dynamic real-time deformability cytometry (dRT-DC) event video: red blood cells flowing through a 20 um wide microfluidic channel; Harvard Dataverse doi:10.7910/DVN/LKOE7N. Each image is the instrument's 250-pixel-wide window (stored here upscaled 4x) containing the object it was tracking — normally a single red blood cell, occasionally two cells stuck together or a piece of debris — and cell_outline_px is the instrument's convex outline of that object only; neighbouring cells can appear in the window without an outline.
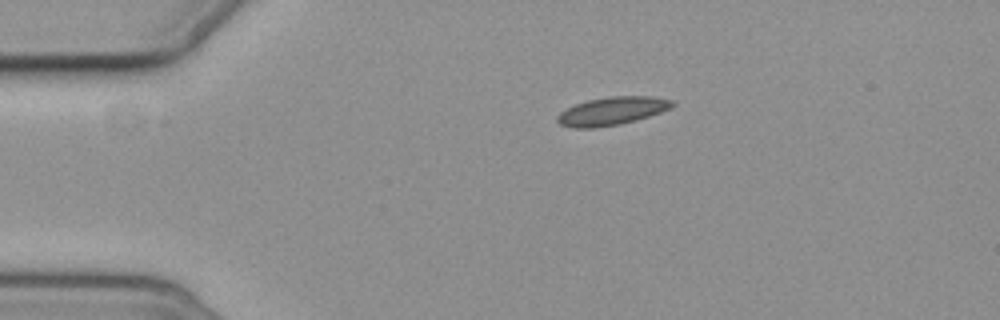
{"species": "common noctule bat (a hibernating species)", "species_latin": "Nyctalus noctula", "temperature_condition": "cold", "stored_images_in_passage": 9, "camera_frame_rate_fps": 3000, "um_per_image_px": 0.085, "animal": {"sex": "female", "body_mass_g": 19.3, "forearm_length_mm": 54.1}, "frame": {"image": 1, "passage_image": 1, "time_ms": 0.0, "image_size_px": [1000, 320], "cell_outline_px": [[676, 104], [672, 108], [636, 120], [620, 124], [596, 128], [572, 128], [560, 124], [556, 120], [556, 116], [560, 112], [576, 104], [588, 100], [608, 96], [652, 96], [672, 100]], "centroid_in_image_um": [52.02, 9.44], "position_along_channel_um": 33.0, "area_um2": 18.9}}
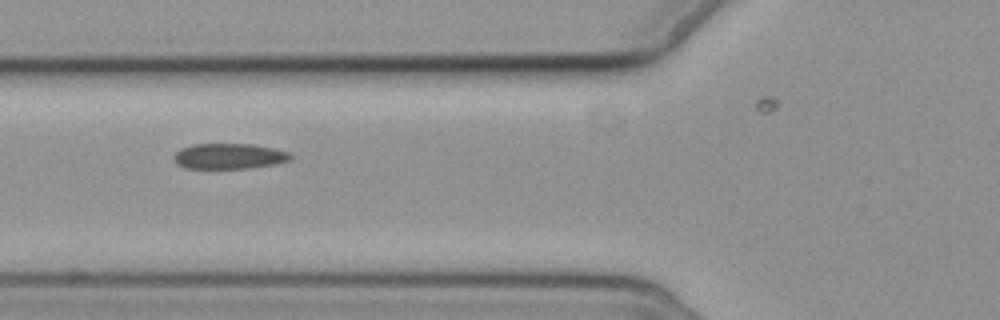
{"frame": {"image": 2, "passage_image": 4, "time_ms": 3.333, "image_size_px": [1000, 320], "cell_outline_px": [[292, 156], [288, 160], [276, 164], [248, 168], [184, 168], [176, 164], [172, 160], [172, 156], [180, 148], [192, 144], [252, 144], [272, 148], [288, 152]], "centroid_in_image_um": [19.39, 13.27], "position_along_channel_um": 106.4, "area_um2": 17.4}}
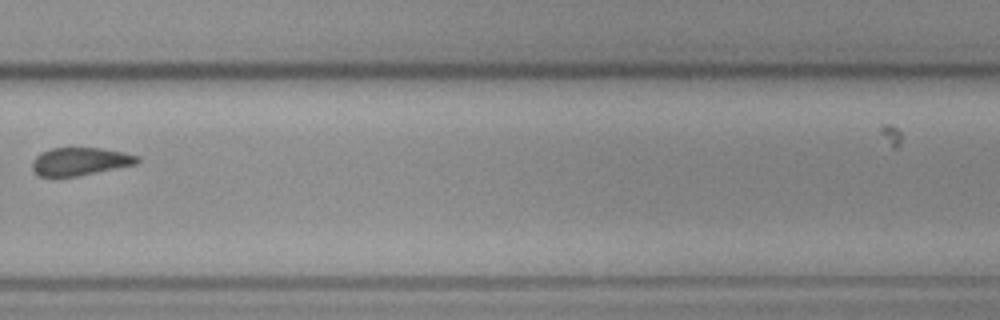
{"frame": {"image": 3, "passage_image": 9, "time_ms": 9.333, "image_size_px": [1000, 320], "cell_outline_px": [[140, 160], [136, 164], [76, 176], [40, 176], [32, 168], [32, 160], [40, 152], [52, 148], [100, 148], [124, 152], [140, 156]], "centroid_in_image_um": [6.81, 13.71], "position_along_channel_um": 323.0, "area_um2": 16.94}}